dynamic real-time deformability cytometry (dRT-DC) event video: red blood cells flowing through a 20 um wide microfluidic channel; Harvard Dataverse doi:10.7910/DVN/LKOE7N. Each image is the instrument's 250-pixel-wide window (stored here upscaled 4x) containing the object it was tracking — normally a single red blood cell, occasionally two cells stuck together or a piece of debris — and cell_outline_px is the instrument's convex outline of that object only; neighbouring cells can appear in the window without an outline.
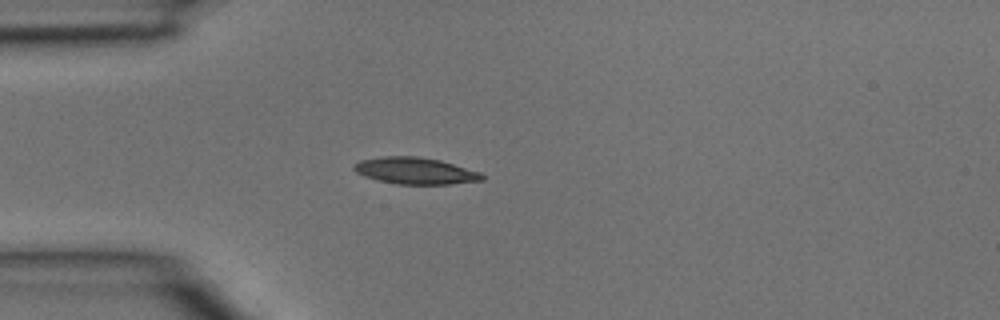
{"species": "common noctule bat (a hibernating species)", "species_latin": "Nyctalus noctula", "temperature_condition": "room temperature", "stored_images_in_passage": 31, "camera_frame_rate_fps": 3000, "um_per_image_px": 0.085, "animal": {"sex": "male", "body_mass_g": 15.6}, "frame": {"image": 1, "passage_image": 1, "time_ms": 0.0, "image_size_px": [1000, 320], "cell_outline_px": [[484, 180], [452, 184], [396, 184], [376, 180], [364, 176], [356, 172], [352, 168], [352, 164], [360, 160], [384, 156], [416, 156], [440, 160], [480, 172], [484, 176]], "centroid_in_image_um": [35.26, 14.52], "position_along_channel_um": 49.7, "area_um2": 20.0}}
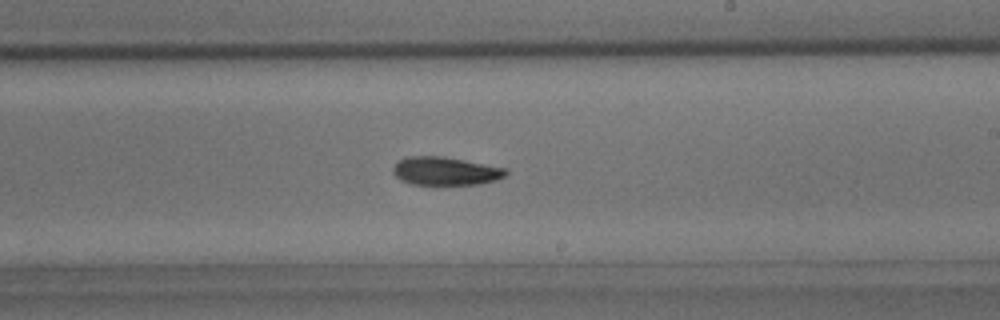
{"frame": {"image": 2, "passage_image": 14, "time_ms": 4.333, "image_size_px": [1000, 320], "cell_outline_px": [[508, 172], [504, 176], [496, 180], [480, 184], [412, 184], [400, 180], [392, 172], [392, 168], [400, 160], [408, 156], [444, 156], [508, 168]], "centroid_in_image_um": [37.88, 14.53], "position_along_channel_um": 251.1, "area_um2": 18.61}}